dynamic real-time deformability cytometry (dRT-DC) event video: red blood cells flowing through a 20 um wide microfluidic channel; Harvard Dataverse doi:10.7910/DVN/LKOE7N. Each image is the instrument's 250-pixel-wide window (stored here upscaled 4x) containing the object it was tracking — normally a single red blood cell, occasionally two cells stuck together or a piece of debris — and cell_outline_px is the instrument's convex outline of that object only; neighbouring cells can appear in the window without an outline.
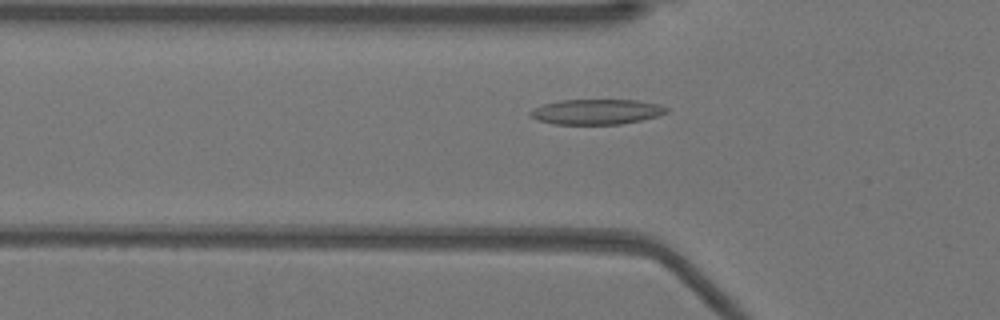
{"species": "Egyptian fruit bat (a non-hibernating species)", "species_latin": "Rousettus aegyptiacus", "temperature_condition": "warm", "stored_images_in_passage": 31, "camera_frame_rate_fps": 3000, "um_per_image_px": 0.085, "animal": {"sex": "female"}, "frame": {"image": 1, "passage_image": 16, "time_ms": 5.0, "image_size_px": [1000, 320], "cell_outline_px": [[668, 112], [656, 116], [640, 120], [620, 124], [556, 124], [536, 120], [528, 112], [532, 108], [544, 104], [560, 100], [636, 100], [660, 104], [668, 108]], "centroid_in_image_um": [50.69, 9.49], "position_along_channel_um": 75.1, "area_um2": 19.94}}
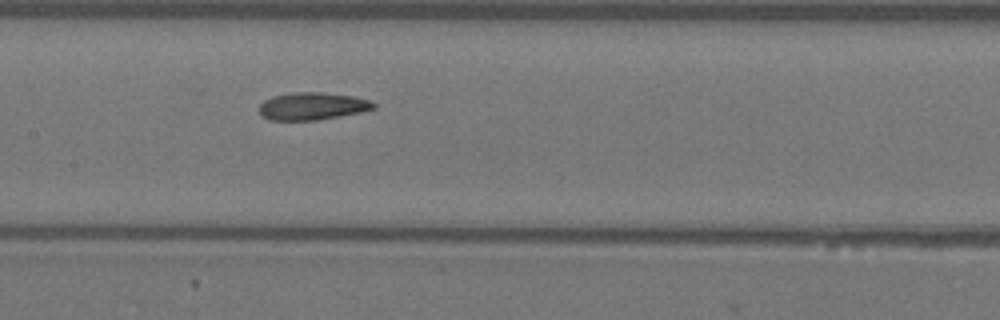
{"frame": {"image": 2, "passage_image": 24, "time_ms": 7.667, "image_size_px": [1000, 320], "cell_outline_px": [[376, 108], [360, 112], [316, 120], [268, 120], [260, 112], [260, 104], [264, 100], [272, 96], [292, 92], [320, 92], [352, 96], [368, 100], [376, 104]], "centroid_in_image_um": [26.53, 9.02], "position_along_channel_um": 180.9, "area_um2": 18.15}}
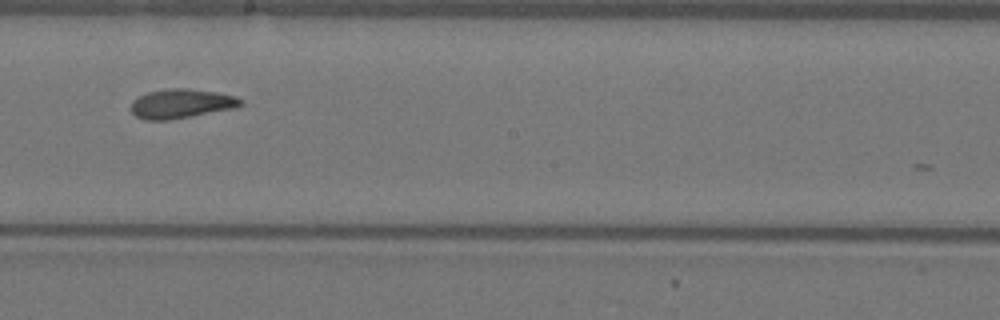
{"frame": {"image": 3, "passage_image": 28, "time_ms": 9.0, "image_size_px": [1000, 320], "cell_outline_px": [[244, 104], [232, 108], [168, 120], [144, 120], [136, 116], [132, 112], [132, 100], [148, 92], [168, 88], [188, 88], [216, 92], [236, 96], [244, 100]], "centroid_in_image_um": [15.41, 8.8], "position_along_channel_um": 232.8, "area_um2": 18.55}}